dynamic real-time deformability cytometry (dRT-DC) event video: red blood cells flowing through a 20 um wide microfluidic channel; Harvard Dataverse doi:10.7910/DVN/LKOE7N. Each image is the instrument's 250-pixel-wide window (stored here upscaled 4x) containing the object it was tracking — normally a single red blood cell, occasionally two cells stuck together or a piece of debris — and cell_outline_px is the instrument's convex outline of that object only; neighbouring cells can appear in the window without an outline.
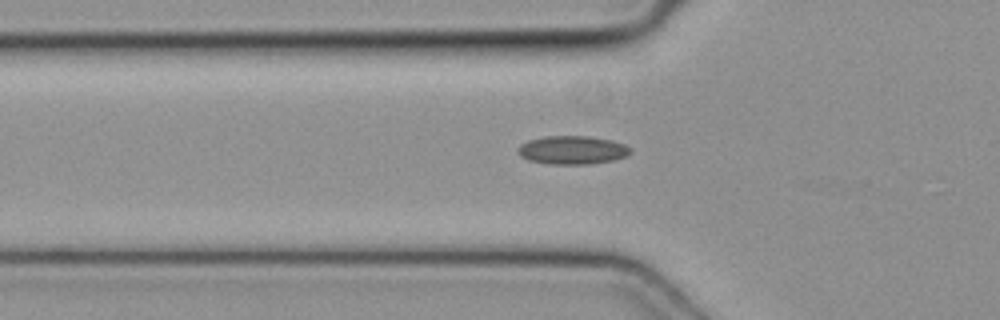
{"species": "common noctule bat (a hibernating species)", "species_latin": "Nyctalus noctula", "temperature_condition": "cold", "stored_images_in_passage": 7, "camera_frame_rate_fps": 3000, "um_per_image_px": 0.085, "animal": {"sex": "female", "body_mass_g": 19.3, "forearm_length_mm": 54.1}, "frame": {"image": 1, "passage_image": 2, "time_ms": 0.333, "image_size_px": [1000, 320], "cell_outline_px": [[632, 152], [628, 156], [612, 160], [592, 164], [548, 164], [528, 160], [520, 156], [516, 152], [516, 148], [520, 144], [528, 140], [544, 136], [588, 136], [612, 140], [624, 144]], "centroid_in_image_um": [48.61, 12.75], "position_along_channel_um": 77.2, "area_um2": 18.84}}
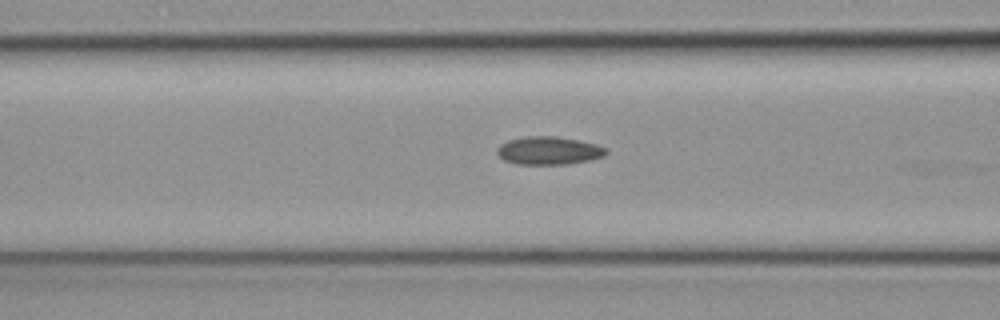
{"frame": {"image": 2, "passage_image": 5, "time_ms": 1.333, "image_size_px": [1000, 320], "cell_outline_px": [[608, 152], [604, 156], [588, 160], [568, 164], [516, 164], [504, 160], [496, 152], [496, 148], [500, 144], [508, 140], [528, 136], [556, 136], [580, 140], [596, 144], [608, 148]], "centroid_in_image_um": [46.65, 12.79], "position_along_channel_um": 119.9, "area_um2": 17.92}}